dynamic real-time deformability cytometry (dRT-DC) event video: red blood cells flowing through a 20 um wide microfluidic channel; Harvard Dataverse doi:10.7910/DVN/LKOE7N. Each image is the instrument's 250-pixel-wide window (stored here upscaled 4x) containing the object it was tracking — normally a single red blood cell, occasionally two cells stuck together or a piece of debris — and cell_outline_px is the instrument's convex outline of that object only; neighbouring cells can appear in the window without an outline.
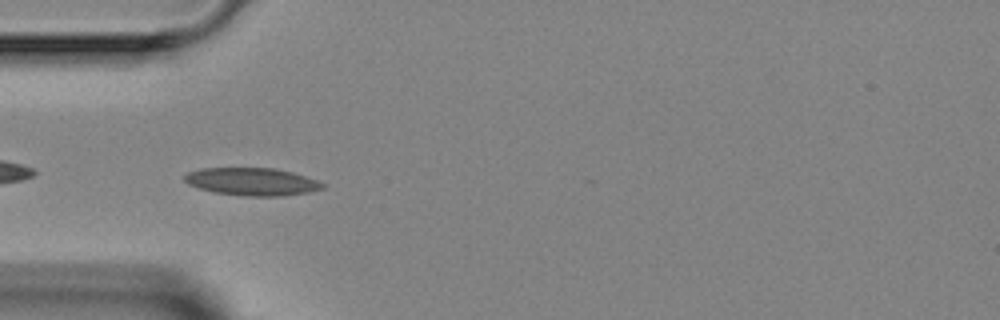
{"species": "Egyptian fruit bat (a non-hibernating species)", "species_latin": "Rousettus aegyptiacus", "temperature_condition": "room temperature", "stored_images_in_passage": 6, "camera_frame_rate_fps": 3000, "um_per_image_px": 0.085, "animal": {"sex": "female"}, "frame": {"image": 1, "passage_image": 2, "time_ms": 1.333, "image_size_px": [1000, 320], "cell_outline_px": [[324, 188], [308, 192], [284, 196], [244, 196], [216, 192], [200, 188], [188, 184], [184, 180], [184, 176], [188, 172], [200, 168], [276, 168], [292, 172], [316, 180], [324, 184]], "centroid_in_image_um": [21.41, 15.43], "position_along_channel_um": 63.6, "area_um2": 22.14}}
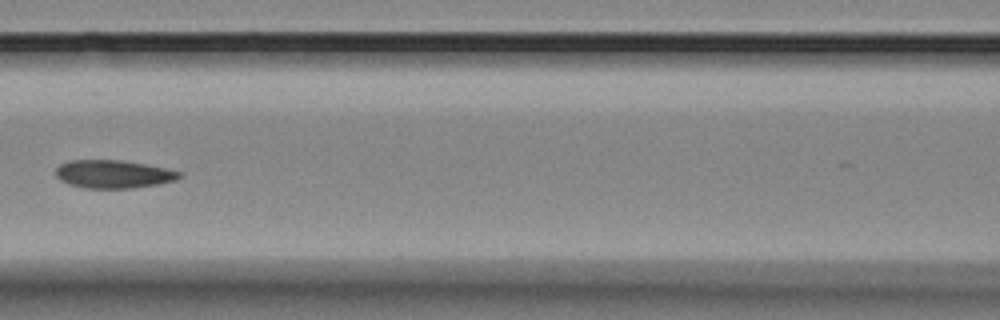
{"frame": {"image": 2, "passage_image": 4, "time_ms": 3.667, "image_size_px": [1000, 320], "cell_outline_px": [[184, 176], [176, 180], [160, 184], [132, 188], [84, 188], [68, 184], [60, 180], [56, 176], [56, 168], [60, 164], [68, 160], [120, 160], [144, 164], [184, 172]], "centroid_in_image_um": [9.66, 14.8], "position_along_channel_um": 156.9, "area_um2": 20.4}}
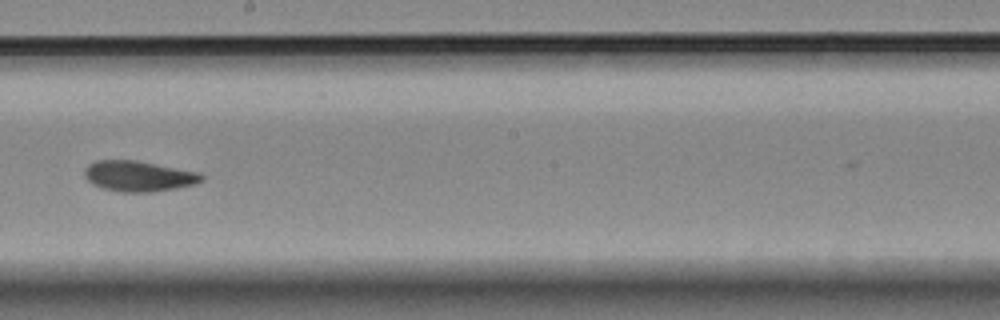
{"frame": {"image": 3, "passage_image": 6, "time_ms": 5.667, "image_size_px": [1000, 320], "cell_outline_px": [[204, 180], [196, 184], [176, 188], [152, 192], [120, 192], [104, 188], [92, 184], [84, 176], [84, 168], [88, 164], [96, 160], [136, 160], [200, 172], [204, 176]], "centroid_in_image_um": [11.79, 14.97], "position_along_channel_um": 236.4, "area_um2": 21.04}}